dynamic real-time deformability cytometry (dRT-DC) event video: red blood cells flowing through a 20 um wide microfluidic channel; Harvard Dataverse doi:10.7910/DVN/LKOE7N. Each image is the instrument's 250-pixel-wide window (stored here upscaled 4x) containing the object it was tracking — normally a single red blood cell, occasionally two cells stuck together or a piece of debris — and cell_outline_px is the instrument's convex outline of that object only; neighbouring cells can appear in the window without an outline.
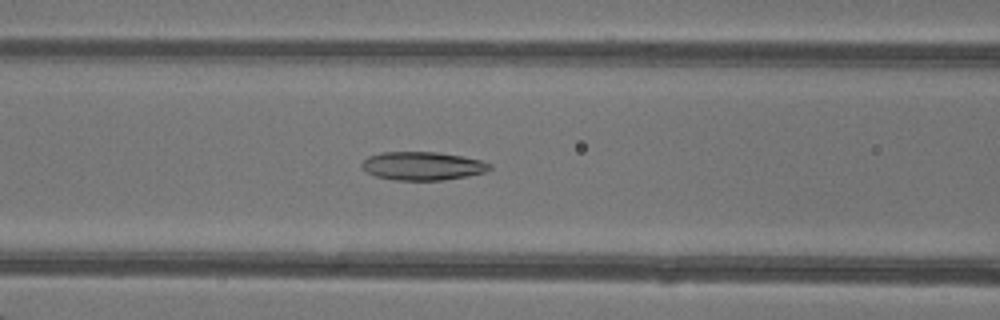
{"species": "common noctule bat (a hibernating species)", "species_latin": "Nyctalus noctula", "temperature_condition": "warm", "stored_images_in_passage": 42, "camera_frame_rate_fps": 3000, "um_per_image_px": 0.085, "animal": {"sex": "female"}, "frame": {"image": 1, "passage_image": 15, "time_ms": 4.667, "image_size_px": [1000, 320], "cell_outline_px": [[492, 168], [484, 172], [468, 176], [440, 180], [396, 180], [376, 176], [368, 172], [360, 164], [368, 156], [380, 152], [436, 152], [460, 156], [480, 160], [492, 164]], "centroid_in_image_um": [35.92, 14.1], "position_along_channel_um": 130.7, "area_um2": 20.98}}
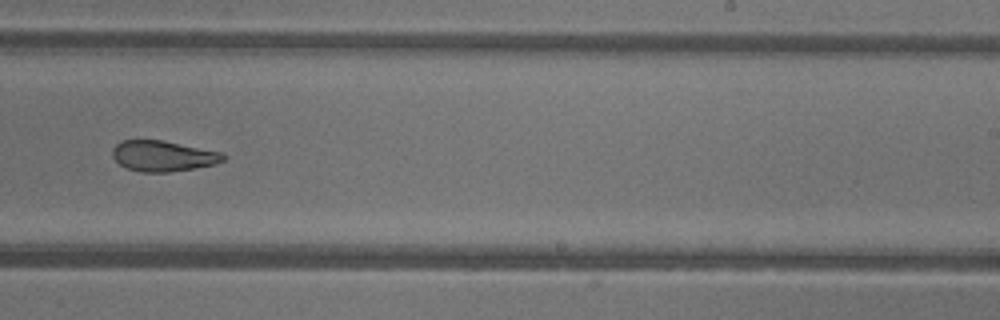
{"frame": {"image": 2, "passage_image": 25, "time_ms": 8.0, "image_size_px": [1000, 320], "cell_outline_px": [[228, 156], [224, 160], [216, 164], [168, 172], [140, 172], [128, 168], [120, 164], [112, 156], [112, 148], [120, 140], [164, 140], [220, 152]], "centroid_in_image_um": [13.85, 13.25], "position_along_channel_um": 275.2, "area_um2": 19.77}}
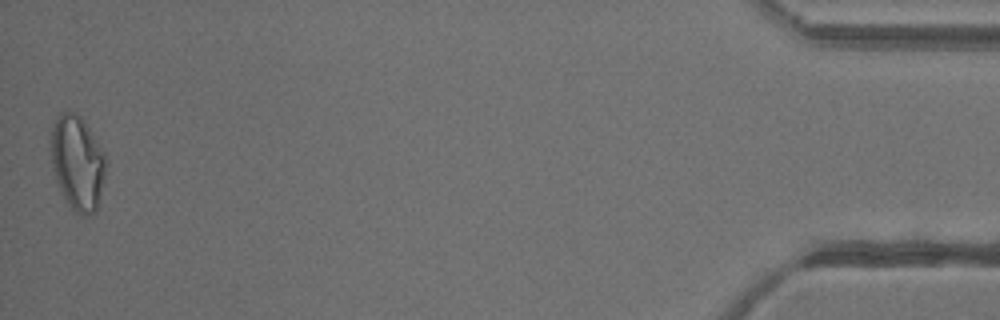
{"frame": {"image": 3, "passage_image": 42, "time_ms": 13.667, "image_size_px": [1000, 320], "cell_outline_px": [[104, 176], [100, 200], [96, 212], [88, 216], [80, 216], [68, 208], [56, 180], [52, 168], [52, 128], [56, 116], [60, 112], [68, 108], [76, 112], [84, 120], [104, 152]], "centroid_in_image_um": [6.57, 13.85], "position_along_channel_um": 428.6, "area_um2": 30.58}, "authors_computed_cell_mechanics": {"area_um2": 22.5709, "velocity_mm_per_s": 4.3448, "shape_relaxation_time_tau1_ms": null, "shape_relaxation_time_tau2_ms": 2.6028, "deformation_change_tau1": null, "deformation_change_tau2": 0.1021}}